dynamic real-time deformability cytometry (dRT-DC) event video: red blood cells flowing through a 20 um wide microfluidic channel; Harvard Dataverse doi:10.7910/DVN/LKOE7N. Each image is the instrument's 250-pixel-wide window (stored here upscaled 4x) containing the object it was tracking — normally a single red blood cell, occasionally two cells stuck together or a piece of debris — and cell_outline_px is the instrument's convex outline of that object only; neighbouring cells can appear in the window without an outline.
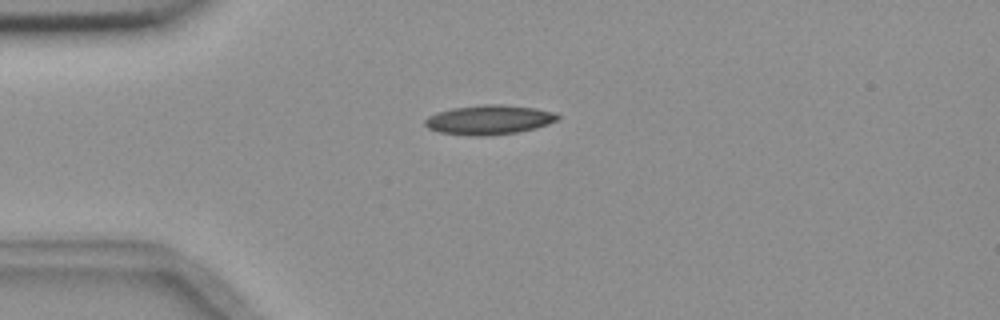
{"species": "common noctule bat (a hibernating species)", "species_latin": "Nyctalus noctula", "temperature_condition": "room temperature", "stored_images_in_passage": 6, "camera_frame_rate_fps": 3000, "um_per_image_px": 0.085, "animal": {"sex": "female", "body_mass_g": 18.4}, "frame": {"image": 1, "passage_image": 1, "time_ms": 0.0, "image_size_px": [1000, 320], "cell_outline_px": [[560, 120], [536, 128], [516, 132], [484, 136], [472, 136], [440, 132], [428, 128], [424, 124], [424, 120], [428, 116], [452, 108], [484, 104], [500, 104], [536, 108], [556, 112], [560, 116]], "centroid_in_image_um": [41.61, 10.18], "position_along_channel_um": 43.4, "area_um2": 22.83}}
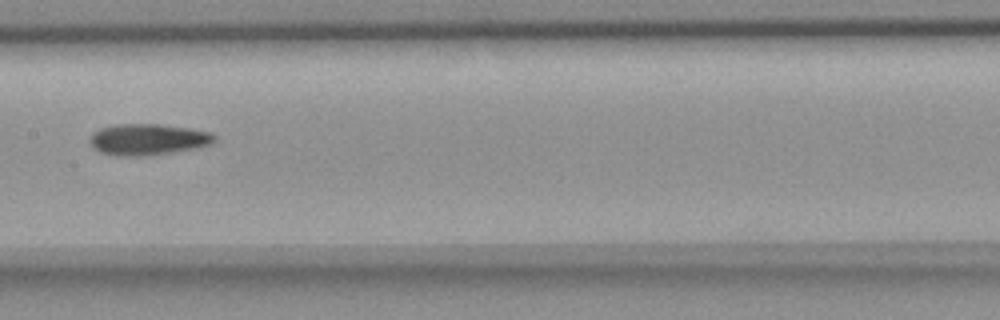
{"frame": {"image": 2, "passage_image": 5, "time_ms": 4.667, "image_size_px": [1000, 320], "cell_outline_px": [[216, 140], [212, 144], [196, 148], [148, 156], [120, 156], [100, 152], [92, 148], [88, 140], [92, 132], [100, 128], [116, 124], [160, 124], [188, 128], [212, 132], [216, 136]], "centroid_in_image_um": [12.56, 11.85], "position_along_channel_um": 194.8, "area_um2": 23.0}}
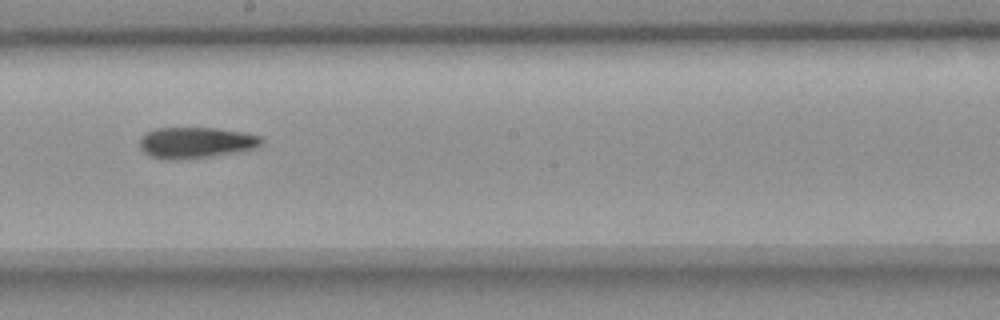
{"frame": {"image": 3, "passage_image": 6, "time_ms": 5.667, "image_size_px": [1000, 320], "cell_outline_px": [[264, 140], [256, 148], [212, 156], [172, 160], [164, 160], [152, 156], [144, 152], [140, 148], [140, 136], [144, 132], [156, 128], [216, 128], [244, 132], [260, 136]], "centroid_in_image_um": [16.61, 12.11], "position_along_channel_um": 231.6, "area_um2": 22.08}}